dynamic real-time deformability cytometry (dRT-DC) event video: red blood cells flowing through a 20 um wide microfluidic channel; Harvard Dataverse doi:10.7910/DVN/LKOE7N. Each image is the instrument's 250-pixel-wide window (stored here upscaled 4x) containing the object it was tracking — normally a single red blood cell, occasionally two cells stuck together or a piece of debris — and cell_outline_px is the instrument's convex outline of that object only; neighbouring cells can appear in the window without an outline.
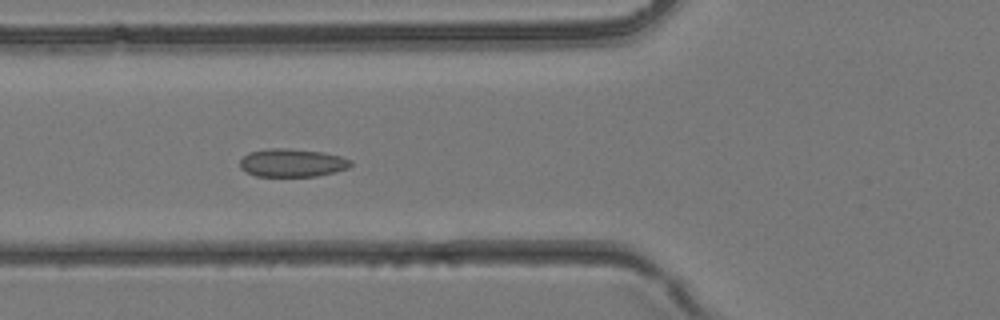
{"species": "common noctule bat (a hibernating species)", "species_latin": "Nyctalus noctula", "temperature_condition": "room temperature", "stored_images_in_passage": 39, "camera_frame_rate_fps": 3000, "um_per_image_px": 0.085, "animal": {"sex": "female", "body_mass_g": 24.6, "forearm_length_mm": 56.2}, "frame": {"image": 1, "passage_image": 15, "time_ms": 4.667, "image_size_px": [1000, 320], "cell_outline_px": [[352, 164], [348, 168], [316, 176], [256, 176], [244, 172], [240, 168], [240, 160], [248, 152], [268, 148], [288, 148], [324, 152], [340, 156], [352, 160]], "centroid_in_image_um": [24.8, 13.83], "position_along_channel_um": 101.0, "area_um2": 18.26}}
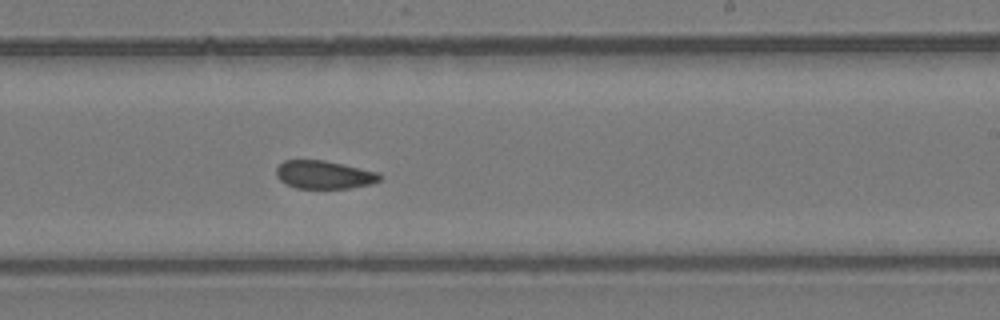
{"frame": {"image": 2, "passage_image": 24, "time_ms": 7.667, "image_size_px": [1000, 320], "cell_outline_px": [[380, 180], [372, 184], [348, 188], [296, 188], [280, 180], [276, 176], [276, 168], [284, 160], [324, 160], [376, 172], [380, 176]], "centroid_in_image_um": [27.51, 14.85], "position_along_channel_um": 261.5, "area_um2": 16.7}}
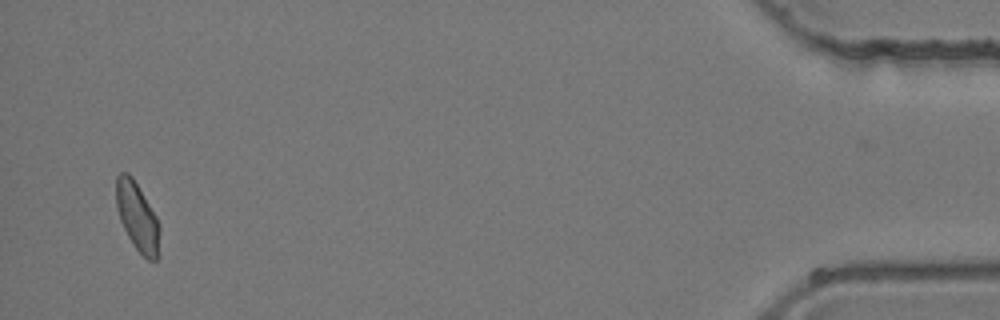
{"frame": {"image": 3, "passage_image": 38, "time_ms": 12.333, "image_size_px": [1000, 320], "cell_outline_px": [[160, 228], [156, 260], [148, 260], [136, 248], [128, 236], [120, 220], [116, 204], [116, 176], [120, 172], [128, 172], [132, 176], [156, 216], [160, 224]], "centroid_in_image_um": [11.66, 18.38], "position_along_channel_um": 423.5, "area_um2": 17.05}}